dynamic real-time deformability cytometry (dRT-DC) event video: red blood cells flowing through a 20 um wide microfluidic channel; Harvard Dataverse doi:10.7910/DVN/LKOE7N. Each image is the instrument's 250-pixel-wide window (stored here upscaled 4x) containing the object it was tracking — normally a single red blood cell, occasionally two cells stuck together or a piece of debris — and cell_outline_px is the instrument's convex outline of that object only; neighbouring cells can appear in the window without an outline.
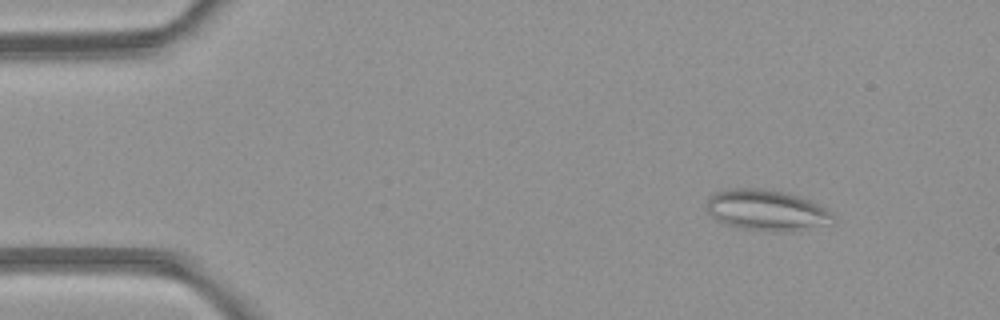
{"species": "common noctule bat (a hibernating species)", "species_latin": "Nyctalus noctula", "temperature_condition": "room temperature", "stored_images_in_passage": 4, "camera_frame_rate_fps": 3000, "um_per_image_px": 0.085, "animal": {"sex": "female", "body_mass_g": 21.9}, "frame": {"image": 1, "passage_image": 2, "time_ms": 1.333, "image_size_px": [1000, 320], "cell_outline_px": [[836, 224], [784, 232], [744, 228], [728, 224], [716, 220], [704, 208], [708, 196], [716, 192], [732, 188], [764, 188], [800, 196], [812, 200], [832, 212], [836, 220]], "centroid_in_image_um": [65.21, 17.86], "position_along_channel_um": 19.8, "area_um2": 30.46}}